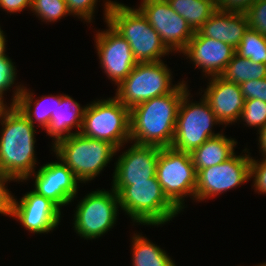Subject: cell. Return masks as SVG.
Wrapping results in <instances>:
<instances>
[{
    "label": "cell",
    "mask_w": 266,
    "mask_h": 266,
    "mask_svg": "<svg viewBox=\"0 0 266 266\" xmlns=\"http://www.w3.org/2000/svg\"><path fill=\"white\" fill-rule=\"evenodd\" d=\"M239 86L245 100L259 99L266 102V78L246 81Z\"/></svg>",
    "instance_id": "cell-33"
},
{
    "label": "cell",
    "mask_w": 266,
    "mask_h": 266,
    "mask_svg": "<svg viewBox=\"0 0 266 266\" xmlns=\"http://www.w3.org/2000/svg\"><path fill=\"white\" fill-rule=\"evenodd\" d=\"M85 109L86 106L81 107L72 97L61 95V102H56V108L45 130L48 136L54 138L53 145L64 138L80 133ZM74 127L79 128V131L71 132Z\"/></svg>",
    "instance_id": "cell-20"
},
{
    "label": "cell",
    "mask_w": 266,
    "mask_h": 266,
    "mask_svg": "<svg viewBox=\"0 0 266 266\" xmlns=\"http://www.w3.org/2000/svg\"><path fill=\"white\" fill-rule=\"evenodd\" d=\"M71 15L91 23L98 0H65Z\"/></svg>",
    "instance_id": "cell-30"
},
{
    "label": "cell",
    "mask_w": 266,
    "mask_h": 266,
    "mask_svg": "<svg viewBox=\"0 0 266 266\" xmlns=\"http://www.w3.org/2000/svg\"><path fill=\"white\" fill-rule=\"evenodd\" d=\"M16 67L8 55L0 56V93L10 89L16 80Z\"/></svg>",
    "instance_id": "cell-31"
},
{
    "label": "cell",
    "mask_w": 266,
    "mask_h": 266,
    "mask_svg": "<svg viewBox=\"0 0 266 266\" xmlns=\"http://www.w3.org/2000/svg\"><path fill=\"white\" fill-rule=\"evenodd\" d=\"M104 19L129 43L138 63L158 62L171 52L138 8L106 0Z\"/></svg>",
    "instance_id": "cell-3"
},
{
    "label": "cell",
    "mask_w": 266,
    "mask_h": 266,
    "mask_svg": "<svg viewBox=\"0 0 266 266\" xmlns=\"http://www.w3.org/2000/svg\"><path fill=\"white\" fill-rule=\"evenodd\" d=\"M245 13L249 29L266 37V0H255Z\"/></svg>",
    "instance_id": "cell-29"
},
{
    "label": "cell",
    "mask_w": 266,
    "mask_h": 266,
    "mask_svg": "<svg viewBox=\"0 0 266 266\" xmlns=\"http://www.w3.org/2000/svg\"><path fill=\"white\" fill-rule=\"evenodd\" d=\"M17 86L14 89L15 92L11 104L16 105L33 126L35 121H37L39 122V126H42L46 130L50 123L51 115L56 108V102H61V95L43 96L41 99L34 101V96H32L34 94L26 89L24 85L23 87Z\"/></svg>",
    "instance_id": "cell-21"
},
{
    "label": "cell",
    "mask_w": 266,
    "mask_h": 266,
    "mask_svg": "<svg viewBox=\"0 0 266 266\" xmlns=\"http://www.w3.org/2000/svg\"><path fill=\"white\" fill-rule=\"evenodd\" d=\"M188 91L183 80L169 94L154 97L130 109V141L138 145L171 147L183 95Z\"/></svg>",
    "instance_id": "cell-1"
},
{
    "label": "cell",
    "mask_w": 266,
    "mask_h": 266,
    "mask_svg": "<svg viewBox=\"0 0 266 266\" xmlns=\"http://www.w3.org/2000/svg\"><path fill=\"white\" fill-rule=\"evenodd\" d=\"M236 54L252 62L266 64V37L248 28L236 48Z\"/></svg>",
    "instance_id": "cell-26"
},
{
    "label": "cell",
    "mask_w": 266,
    "mask_h": 266,
    "mask_svg": "<svg viewBox=\"0 0 266 266\" xmlns=\"http://www.w3.org/2000/svg\"><path fill=\"white\" fill-rule=\"evenodd\" d=\"M59 161L44 164L28 178H35V192L50 199L61 209L74 200L80 182L60 159Z\"/></svg>",
    "instance_id": "cell-15"
},
{
    "label": "cell",
    "mask_w": 266,
    "mask_h": 266,
    "mask_svg": "<svg viewBox=\"0 0 266 266\" xmlns=\"http://www.w3.org/2000/svg\"><path fill=\"white\" fill-rule=\"evenodd\" d=\"M106 24L108 26L106 30L97 32L95 45L104 73L118 86L138 62L133 56L128 41L107 21Z\"/></svg>",
    "instance_id": "cell-13"
},
{
    "label": "cell",
    "mask_w": 266,
    "mask_h": 266,
    "mask_svg": "<svg viewBox=\"0 0 266 266\" xmlns=\"http://www.w3.org/2000/svg\"><path fill=\"white\" fill-rule=\"evenodd\" d=\"M117 193L111 191H92L78 202L74 214V230L84 239H96L116 224L118 208Z\"/></svg>",
    "instance_id": "cell-10"
},
{
    "label": "cell",
    "mask_w": 266,
    "mask_h": 266,
    "mask_svg": "<svg viewBox=\"0 0 266 266\" xmlns=\"http://www.w3.org/2000/svg\"><path fill=\"white\" fill-rule=\"evenodd\" d=\"M220 76L240 85L246 81L266 78V64L252 62L235 53Z\"/></svg>",
    "instance_id": "cell-25"
},
{
    "label": "cell",
    "mask_w": 266,
    "mask_h": 266,
    "mask_svg": "<svg viewBox=\"0 0 266 266\" xmlns=\"http://www.w3.org/2000/svg\"><path fill=\"white\" fill-rule=\"evenodd\" d=\"M9 216L18 219L31 233H49L60 223L61 209L50 199L32 190L20 201L13 198Z\"/></svg>",
    "instance_id": "cell-14"
},
{
    "label": "cell",
    "mask_w": 266,
    "mask_h": 266,
    "mask_svg": "<svg viewBox=\"0 0 266 266\" xmlns=\"http://www.w3.org/2000/svg\"><path fill=\"white\" fill-rule=\"evenodd\" d=\"M6 38L4 35V31L0 28V56L6 55Z\"/></svg>",
    "instance_id": "cell-38"
},
{
    "label": "cell",
    "mask_w": 266,
    "mask_h": 266,
    "mask_svg": "<svg viewBox=\"0 0 266 266\" xmlns=\"http://www.w3.org/2000/svg\"><path fill=\"white\" fill-rule=\"evenodd\" d=\"M91 103L86 105L80 133L107 141L120 150L130 141V109L115 96Z\"/></svg>",
    "instance_id": "cell-6"
},
{
    "label": "cell",
    "mask_w": 266,
    "mask_h": 266,
    "mask_svg": "<svg viewBox=\"0 0 266 266\" xmlns=\"http://www.w3.org/2000/svg\"><path fill=\"white\" fill-rule=\"evenodd\" d=\"M189 95L188 90L182 97L171 147L177 151L191 153L206 140L220 135L214 133L212 127L221 123L203 96L200 102L196 103L189 102Z\"/></svg>",
    "instance_id": "cell-9"
},
{
    "label": "cell",
    "mask_w": 266,
    "mask_h": 266,
    "mask_svg": "<svg viewBox=\"0 0 266 266\" xmlns=\"http://www.w3.org/2000/svg\"><path fill=\"white\" fill-rule=\"evenodd\" d=\"M236 144V140L228 138L222 133L206 140L190 153L196 172L226 161L235 153Z\"/></svg>",
    "instance_id": "cell-22"
},
{
    "label": "cell",
    "mask_w": 266,
    "mask_h": 266,
    "mask_svg": "<svg viewBox=\"0 0 266 266\" xmlns=\"http://www.w3.org/2000/svg\"><path fill=\"white\" fill-rule=\"evenodd\" d=\"M156 177L164 194L180 211L185 208L186 196L195 199L197 172L190 153L172 147L161 148Z\"/></svg>",
    "instance_id": "cell-7"
},
{
    "label": "cell",
    "mask_w": 266,
    "mask_h": 266,
    "mask_svg": "<svg viewBox=\"0 0 266 266\" xmlns=\"http://www.w3.org/2000/svg\"><path fill=\"white\" fill-rule=\"evenodd\" d=\"M171 8L183 17L191 29L198 31L217 10L215 0H167Z\"/></svg>",
    "instance_id": "cell-23"
},
{
    "label": "cell",
    "mask_w": 266,
    "mask_h": 266,
    "mask_svg": "<svg viewBox=\"0 0 266 266\" xmlns=\"http://www.w3.org/2000/svg\"><path fill=\"white\" fill-rule=\"evenodd\" d=\"M253 179V187L260 194H266V159L258 161L250 159V180Z\"/></svg>",
    "instance_id": "cell-32"
},
{
    "label": "cell",
    "mask_w": 266,
    "mask_h": 266,
    "mask_svg": "<svg viewBox=\"0 0 266 266\" xmlns=\"http://www.w3.org/2000/svg\"><path fill=\"white\" fill-rule=\"evenodd\" d=\"M255 0H215L217 9L245 13Z\"/></svg>",
    "instance_id": "cell-35"
},
{
    "label": "cell",
    "mask_w": 266,
    "mask_h": 266,
    "mask_svg": "<svg viewBox=\"0 0 266 266\" xmlns=\"http://www.w3.org/2000/svg\"><path fill=\"white\" fill-rule=\"evenodd\" d=\"M31 11L44 22H54L71 15L65 0H32Z\"/></svg>",
    "instance_id": "cell-27"
},
{
    "label": "cell",
    "mask_w": 266,
    "mask_h": 266,
    "mask_svg": "<svg viewBox=\"0 0 266 266\" xmlns=\"http://www.w3.org/2000/svg\"><path fill=\"white\" fill-rule=\"evenodd\" d=\"M258 132L260 135L258 138L259 148L261 149L259 151H261L262 156L266 159V124Z\"/></svg>",
    "instance_id": "cell-37"
},
{
    "label": "cell",
    "mask_w": 266,
    "mask_h": 266,
    "mask_svg": "<svg viewBox=\"0 0 266 266\" xmlns=\"http://www.w3.org/2000/svg\"><path fill=\"white\" fill-rule=\"evenodd\" d=\"M193 62L195 68L202 69L206 77L220 76L231 61L236 49L225 42L203 36L195 31L186 48L181 52Z\"/></svg>",
    "instance_id": "cell-17"
},
{
    "label": "cell",
    "mask_w": 266,
    "mask_h": 266,
    "mask_svg": "<svg viewBox=\"0 0 266 266\" xmlns=\"http://www.w3.org/2000/svg\"><path fill=\"white\" fill-rule=\"evenodd\" d=\"M0 7L7 13H18L27 7L31 9L32 0H0Z\"/></svg>",
    "instance_id": "cell-36"
},
{
    "label": "cell",
    "mask_w": 266,
    "mask_h": 266,
    "mask_svg": "<svg viewBox=\"0 0 266 266\" xmlns=\"http://www.w3.org/2000/svg\"><path fill=\"white\" fill-rule=\"evenodd\" d=\"M0 169L16 182L35 172V127L28 118L12 105L0 118Z\"/></svg>",
    "instance_id": "cell-2"
},
{
    "label": "cell",
    "mask_w": 266,
    "mask_h": 266,
    "mask_svg": "<svg viewBox=\"0 0 266 266\" xmlns=\"http://www.w3.org/2000/svg\"><path fill=\"white\" fill-rule=\"evenodd\" d=\"M256 266V265H255ZM257 266H266V263H263V264H260V265H257Z\"/></svg>",
    "instance_id": "cell-40"
},
{
    "label": "cell",
    "mask_w": 266,
    "mask_h": 266,
    "mask_svg": "<svg viewBox=\"0 0 266 266\" xmlns=\"http://www.w3.org/2000/svg\"><path fill=\"white\" fill-rule=\"evenodd\" d=\"M203 98L222 125L239 121L244 108V96L237 83L228 82L221 76H211Z\"/></svg>",
    "instance_id": "cell-18"
},
{
    "label": "cell",
    "mask_w": 266,
    "mask_h": 266,
    "mask_svg": "<svg viewBox=\"0 0 266 266\" xmlns=\"http://www.w3.org/2000/svg\"><path fill=\"white\" fill-rule=\"evenodd\" d=\"M122 209L134 223L163 225L181 211L164 194L157 177L133 185H112Z\"/></svg>",
    "instance_id": "cell-4"
},
{
    "label": "cell",
    "mask_w": 266,
    "mask_h": 266,
    "mask_svg": "<svg viewBox=\"0 0 266 266\" xmlns=\"http://www.w3.org/2000/svg\"><path fill=\"white\" fill-rule=\"evenodd\" d=\"M171 75L170 69L162 60L137 63L131 73L117 86L115 97L131 109L154 97L167 95L178 86L171 83Z\"/></svg>",
    "instance_id": "cell-8"
},
{
    "label": "cell",
    "mask_w": 266,
    "mask_h": 266,
    "mask_svg": "<svg viewBox=\"0 0 266 266\" xmlns=\"http://www.w3.org/2000/svg\"><path fill=\"white\" fill-rule=\"evenodd\" d=\"M235 153L226 161L215 166L200 169L197 172L195 200L213 198L250 180V159Z\"/></svg>",
    "instance_id": "cell-11"
},
{
    "label": "cell",
    "mask_w": 266,
    "mask_h": 266,
    "mask_svg": "<svg viewBox=\"0 0 266 266\" xmlns=\"http://www.w3.org/2000/svg\"><path fill=\"white\" fill-rule=\"evenodd\" d=\"M132 243V266H176L165 250L146 237L135 234Z\"/></svg>",
    "instance_id": "cell-24"
},
{
    "label": "cell",
    "mask_w": 266,
    "mask_h": 266,
    "mask_svg": "<svg viewBox=\"0 0 266 266\" xmlns=\"http://www.w3.org/2000/svg\"><path fill=\"white\" fill-rule=\"evenodd\" d=\"M12 180L15 181L9 174H6L0 169V214L8 216L14 197L10 193L11 191L6 188L5 184Z\"/></svg>",
    "instance_id": "cell-34"
},
{
    "label": "cell",
    "mask_w": 266,
    "mask_h": 266,
    "mask_svg": "<svg viewBox=\"0 0 266 266\" xmlns=\"http://www.w3.org/2000/svg\"><path fill=\"white\" fill-rule=\"evenodd\" d=\"M52 147L57 159H60L81 183L98 176L119 151L107 141L88 138L81 133L64 138Z\"/></svg>",
    "instance_id": "cell-5"
},
{
    "label": "cell",
    "mask_w": 266,
    "mask_h": 266,
    "mask_svg": "<svg viewBox=\"0 0 266 266\" xmlns=\"http://www.w3.org/2000/svg\"><path fill=\"white\" fill-rule=\"evenodd\" d=\"M248 28L246 13L217 9L198 31L236 49Z\"/></svg>",
    "instance_id": "cell-19"
},
{
    "label": "cell",
    "mask_w": 266,
    "mask_h": 266,
    "mask_svg": "<svg viewBox=\"0 0 266 266\" xmlns=\"http://www.w3.org/2000/svg\"><path fill=\"white\" fill-rule=\"evenodd\" d=\"M3 94L0 93V118L11 108L12 104H10V107L4 104Z\"/></svg>",
    "instance_id": "cell-39"
},
{
    "label": "cell",
    "mask_w": 266,
    "mask_h": 266,
    "mask_svg": "<svg viewBox=\"0 0 266 266\" xmlns=\"http://www.w3.org/2000/svg\"><path fill=\"white\" fill-rule=\"evenodd\" d=\"M161 147L133 143L122 152L115 164L112 185H133L156 177V165Z\"/></svg>",
    "instance_id": "cell-16"
},
{
    "label": "cell",
    "mask_w": 266,
    "mask_h": 266,
    "mask_svg": "<svg viewBox=\"0 0 266 266\" xmlns=\"http://www.w3.org/2000/svg\"><path fill=\"white\" fill-rule=\"evenodd\" d=\"M241 119L245 125L258 127V131L266 124V102L259 99H248L244 102Z\"/></svg>",
    "instance_id": "cell-28"
},
{
    "label": "cell",
    "mask_w": 266,
    "mask_h": 266,
    "mask_svg": "<svg viewBox=\"0 0 266 266\" xmlns=\"http://www.w3.org/2000/svg\"><path fill=\"white\" fill-rule=\"evenodd\" d=\"M141 1L138 9L158 32L166 47L171 53H181L194 35L187 21L171 8L167 0Z\"/></svg>",
    "instance_id": "cell-12"
}]
</instances>
